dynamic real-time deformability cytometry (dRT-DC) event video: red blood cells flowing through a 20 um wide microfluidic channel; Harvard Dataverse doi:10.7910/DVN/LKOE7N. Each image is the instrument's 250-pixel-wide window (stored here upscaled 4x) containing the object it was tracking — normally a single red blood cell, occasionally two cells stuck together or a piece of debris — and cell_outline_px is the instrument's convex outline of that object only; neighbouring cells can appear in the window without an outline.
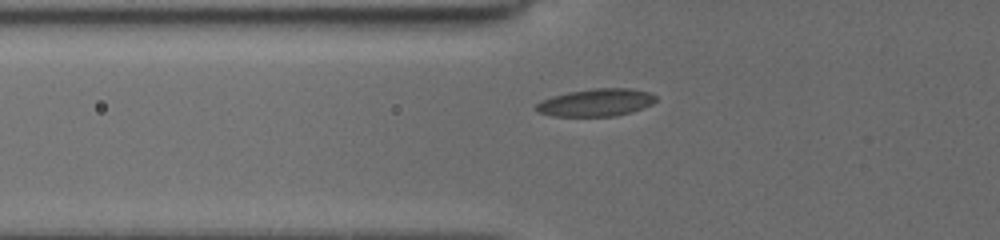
{"species": "common noctule bat (a hibernating species)", "species_latin": "Nyctalus noctula", "temperature_condition": "cold", "stored_images_in_passage": 39, "camera_frame_rate_fps": 3000, "um_per_image_px": 0.085, "animal": {"sex": "female", "body_mass_g": 19.5, "forearm_length_mm": 54.1}, "frame": {"image": 1, "passage_image": 2, "time_ms": 0.333, "image_size_px": [1000, 240], "cell_outline_px": [[656, 100], [652, 104], [616, 116], [552, 116], [536, 112], [532, 108], [540, 100], [552, 96], [568, 92], [592, 88], [632, 88], [648, 92], [656, 96]], "centroid_in_image_um": [50.58, 8.71], "position_along_channel_um": 75.2, "area_um2": 19.31}}
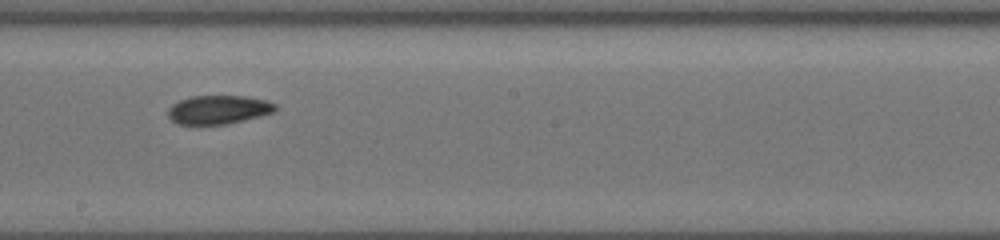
{"frame": {"image": 2, "passage_image": 24, "time_ms": 4.333, "image_size_px": [1000, 240], "cell_outline_px": [[276, 112], [228, 124], [176, 124], [168, 116], [168, 108], [172, 104], [180, 100], [192, 96], [248, 96], [268, 100], [276, 104]], "centroid_in_image_um": [18.6, 9.32], "position_along_channel_um": 229.6, "area_um2": 18.09}}
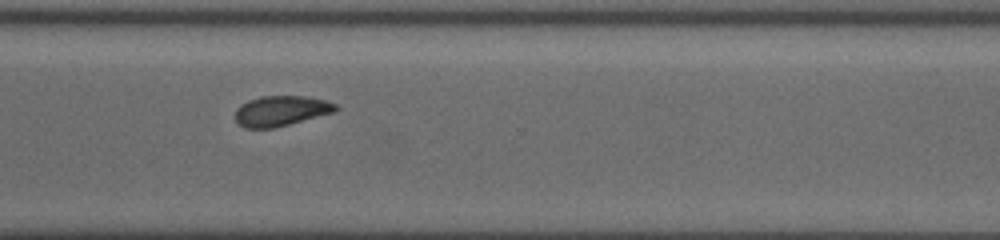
{"frame": {"image": 3, "passage_image": 38, "time_ms": 7.333, "image_size_px": [1000, 240], "cell_outline_px": [[336, 108], [332, 112], [288, 124], [272, 128], [244, 128], [236, 124], [236, 108], [240, 104], [248, 100], [260, 96], [304, 96], [324, 100], [336, 104]], "centroid_in_image_um": [23.79, 9.42], "position_along_channel_um": 346.8, "area_um2": 17.46}}